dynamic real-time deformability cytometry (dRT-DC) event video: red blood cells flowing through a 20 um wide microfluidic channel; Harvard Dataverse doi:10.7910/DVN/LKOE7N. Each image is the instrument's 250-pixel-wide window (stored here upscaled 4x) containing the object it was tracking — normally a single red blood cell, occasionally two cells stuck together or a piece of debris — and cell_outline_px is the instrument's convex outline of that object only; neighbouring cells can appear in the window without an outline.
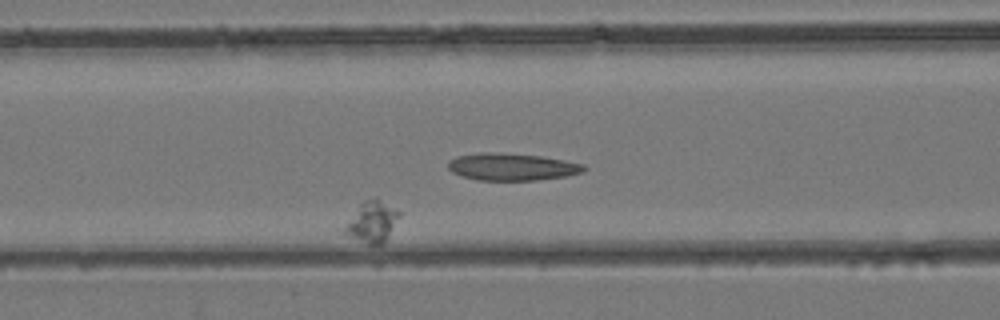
{"species": "common noctule bat (a hibernating species)", "species_latin": "Nyctalus noctula", "temperature_condition": "room temperature", "stored_images_in_passage": 34, "camera_frame_rate_fps": 3000, "um_per_image_px": 0.085, "animal": {"sex": "female", "body_mass_g": 24.6, "forearm_length_mm": 56.2}, "frame": {"image": 1, "passage_image": 12, "time_ms": 3.667, "image_size_px": [1000, 320], "cell_outline_px": [[400, 216], [384, 240], [380, 244], [368, 244], [344, 232], [344, 228], [360, 204], [364, 200], [380, 200], [396, 208], [400, 212]], "centroid_in_image_um": [31.65, 18.84], "position_along_channel_um": 134.9, "area_um2": 12.2}}
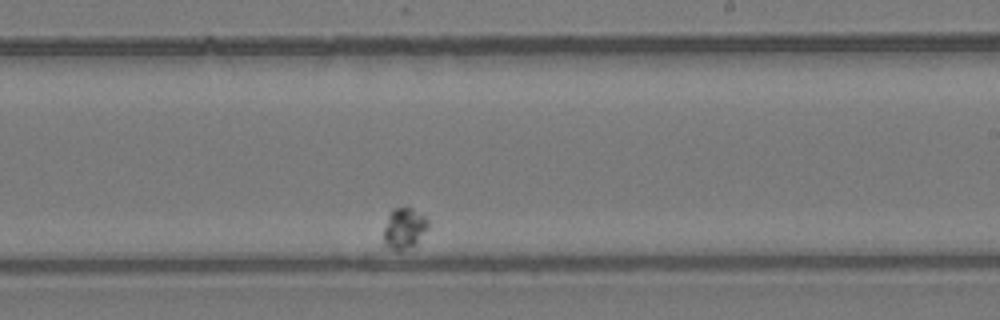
{"frame": {"image": 2, "passage_image": 23, "time_ms": 7.333, "image_size_px": [1000, 320], "cell_outline_px": [[428, 228], [412, 244], [400, 252], [384, 248], [384, 228], [388, 212], [392, 208], [412, 208], [424, 216], [428, 220]], "centroid_in_image_um": [34.29, 19.4], "position_along_channel_um": 254.7, "area_um2": 10.52}}
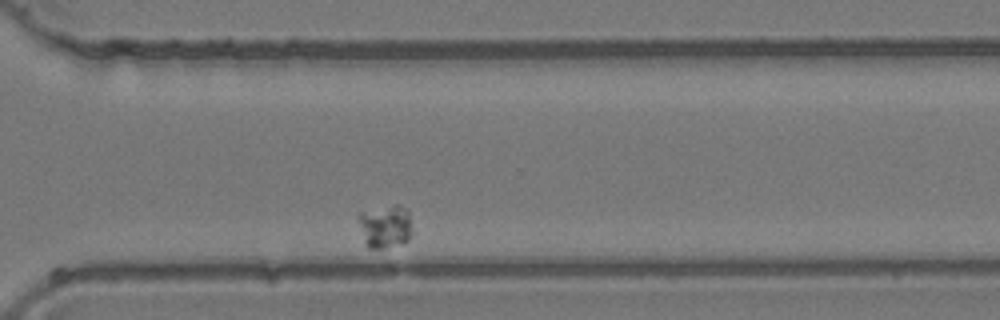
{"frame": {"image": 3, "passage_image": 30, "time_ms": 9.667, "image_size_px": [1000, 320], "cell_outline_px": [[412, 232], [408, 240], [404, 244], [380, 248], [368, 248], [364, 240], [356, 216], [360, 212], [396, 204], [400, 204], [408, 208]], "centroid_in_image_um": [32.76, 19.23], "position_along_channel_um": 337.8, "area_um2": 13.76}}